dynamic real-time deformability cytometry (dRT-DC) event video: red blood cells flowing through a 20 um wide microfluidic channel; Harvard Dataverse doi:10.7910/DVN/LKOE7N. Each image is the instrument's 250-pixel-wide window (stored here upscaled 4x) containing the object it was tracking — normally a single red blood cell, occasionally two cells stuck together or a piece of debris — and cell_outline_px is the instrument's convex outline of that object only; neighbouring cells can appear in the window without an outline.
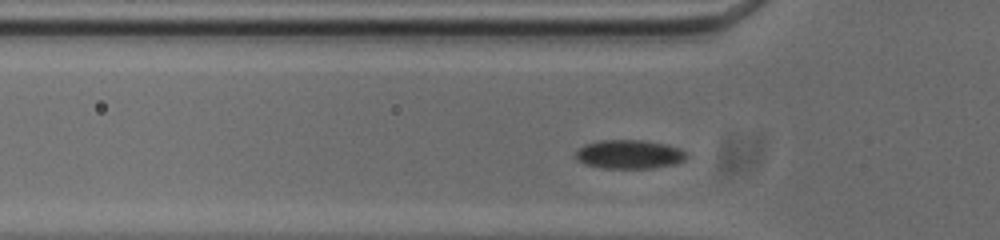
{"species": "common noctule bat (a hibernating species)", "species_latin": "Nyctalus noctula", "temperature_condition": "cold", "stored_images_in_passage": 46, "camera_frame_rate_fps": 3000, "um_per_image_px": 0.085, "animal": {"sex": "male", "body_mass_g": 20.0, "forearm_length_mm": 53.3}, "frame": {"image": 1, "passage_image": 5, "time_ms": 1.333, "image_size_px": [1000, 240], "cell_outline_px": [[688, 156], [684, 160], [676, 164], [652, 168], [604, 168], [584, 164], [576, 160], [572, 156], [584, 144], [600, 140], [640, 140], [668, 144], [680, 148], [688, 152]], "centroid_in_image_um": [53.49, 13.11], "position_along_channel_um": 72.3, "area_um2": 18.96}}
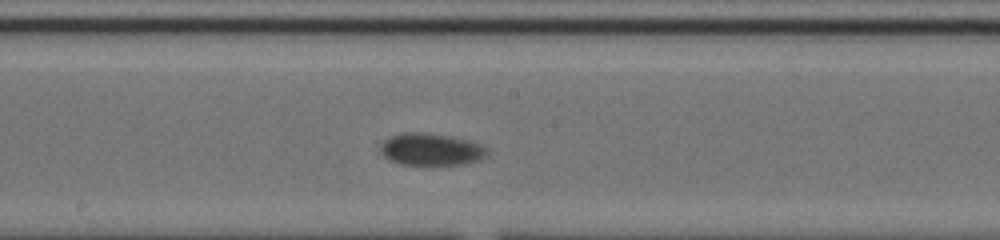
{"frame": {"image": 2, "passage_image": 17, "time_ms": 5.333, "image_size_px": [1000, 240], "cell_outline_px": [[488, 152], [484, 156], [476, 160], [460, 164], [400, 164], [388, 160], [380, 152], [380, 144], [388, 136], [404, 132], [416, 132], [448, 136], [480, 144]], "centroid_in_image_um": [36.52, 12.69], "position_along_channel_um": 211.7, "area_um2": 19.54}}
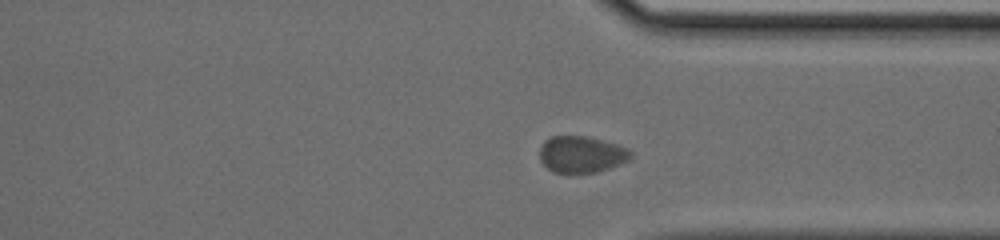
{"frame": {"image": 3, "passage_image": 30, "time_ms": 9.667, "image_size_px": [1000, 240], "cell_outline_px": [[632, 156], [628, 160], [620, 164], [596, 172], [572, 176], [552, 172], [540, 160], [540, 148], [544, 140], [552, 136], [584, 136], [604, 140], [628, 148], [632, 152]], "centroid_in_image_um": [49.41, 13.16], "position_along_channel_um": 362.0, "area_um2": 19.94}, "authors_computed_cell_mechanics": {"area_um2": 19.6231, "velocity_mm_per_s": 3.4858, "shape_relaxation_time_tau1_ms": 1.4333, "shape_relaxation_time_tau2_ms": 6.4821, "deformation_change_tau1": 0.0432, "deformation_change_tau2": 0.0429}}